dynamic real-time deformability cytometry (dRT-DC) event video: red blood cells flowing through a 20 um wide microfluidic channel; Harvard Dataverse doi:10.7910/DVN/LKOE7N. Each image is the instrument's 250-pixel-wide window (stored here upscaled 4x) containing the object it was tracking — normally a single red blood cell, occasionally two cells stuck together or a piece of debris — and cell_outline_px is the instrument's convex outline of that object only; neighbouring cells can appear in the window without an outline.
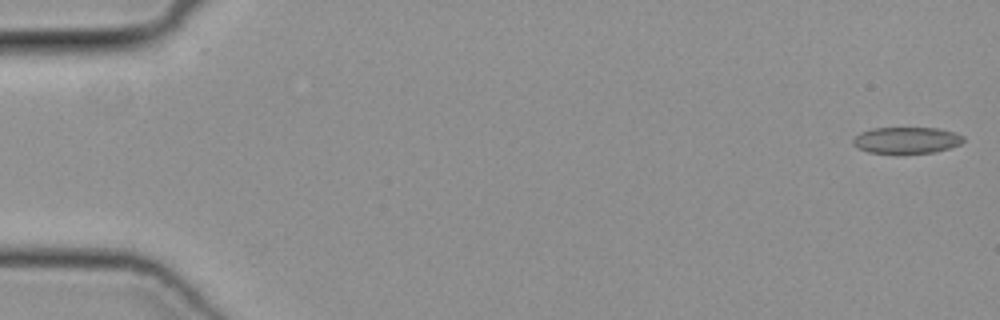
{"species": "common noctule bat (a hibernating species)", "species_latin": "Nyctalus noctula", "temperature_condition": "cold", "stored_images_in_passage": 50, "camera_frame_rate_fps": 3000, "um_per_image_px": 0.085, "animal": {"sex": "female", "body_mass_g": 19.3, "forearm_length_mm": 54.1}, "frame": {"image": 1, "passage_image": 1, "time_ms": 0.0, "image_size_px": [1000, 320], "cell_outline_px": [[964, 140], [960, 144], [948, 148], [932, 152], [868, 152], [856, 148], [852, 144], [852, 140], [860, 132], [872, 128], [936, 128], [956, 132], [964, 136]], "centroid_in_image_um": [77.04, 11.9], "position_along_channel_um": 8.0, "area_um2": 16.76}}
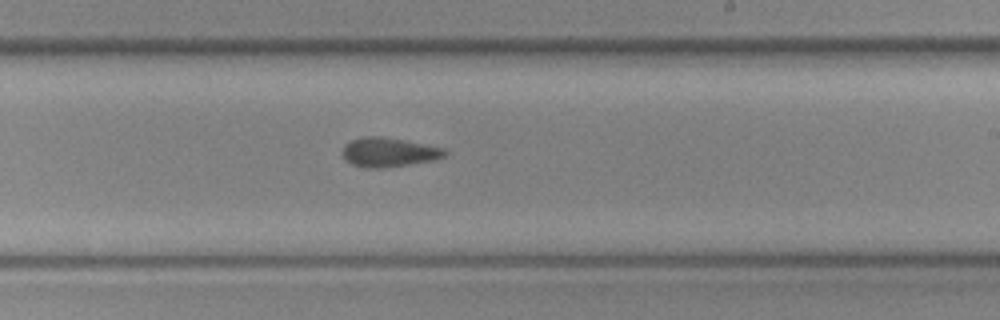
{"frame": {"image": 2, "passage_image": 30, "time_ms": 9.667, "image_size_px": [1000, 320], "cell_outline_px": [[448, 152], [444, 156], [432, 160], [408, 164], [380, 168], [364, 168], [352, 164], [344, 156], [344, 144], [352, 140], [364, 136], [380, 136], [404, 140], [444, 148]], "centroid_in_image_um": [33.04, 12.93], "position_along_channel_um": 256.0, "area_um2": 17.11}}
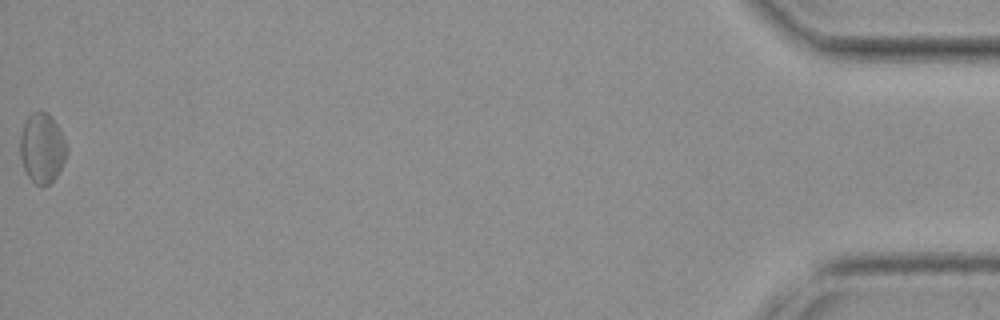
{"frame": {"image": 3, "passage_image": 50, "time_ms": 16.333, "image_size_px": [1000, 320], "cell_outline_px": [[68, 152], [56, 176], [48, 184], [36, 184], [28, 176], [24, 168], [20, 156], [20, 136], [24, 124], [28, 116], [32, 112], [40, 108], [48, 112], [56, 124], [68, 148]], "centroid_in_image_um": [3.56, 12.53], "position_along_channel_um": 431.6, "area_um2": 18.79}}